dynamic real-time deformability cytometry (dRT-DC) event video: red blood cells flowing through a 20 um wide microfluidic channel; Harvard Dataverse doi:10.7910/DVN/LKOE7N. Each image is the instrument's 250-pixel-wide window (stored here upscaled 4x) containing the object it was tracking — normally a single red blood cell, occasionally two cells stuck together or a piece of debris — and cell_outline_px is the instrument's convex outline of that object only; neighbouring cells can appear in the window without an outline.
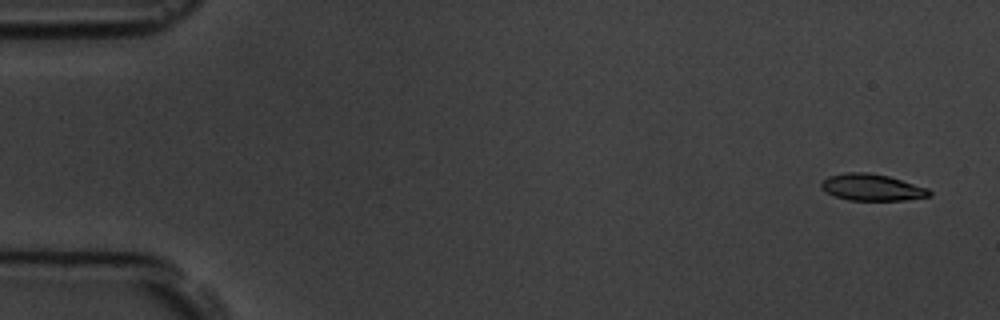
{"species": "common noctule bat (a hibernating species)", "species_latin": "Nyctalus noctula", "temperature_condition": "room temperature", "stored_images_in_passage": 6, "camera_frame_rate_fps": 3000, "um_per_image_px": 0.085, "animal": {"sex": "male", "body_mass_g": 19.5, "forearm_length_mm": 54.6}, "frame": {"image": 1, "passage_image": 1, "time_ms": 0.0, "image_size_px": [1000, 320], "cell_outline_px": [[932, 196], [904, 200], [848, 200], [836, 196], [820, 188], [820, 180], [828, 176], [848, 172], [868, 172], [888, 176], [928, 188], [932, 192]], "centroid_in_image_um": [74.1, 15.92], "position_along_channel_um": 10.9, "area_um2": 16.82}}
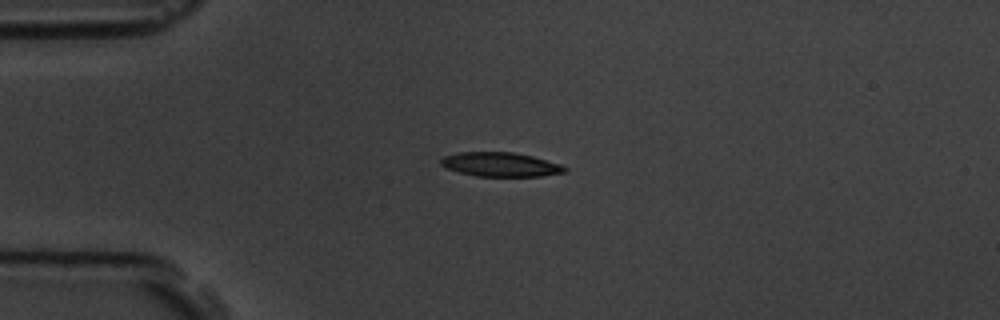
{"frame": {"image": 2, "passage_image": 4, "time_ms": 3.667, "image_size_px": [1000, 320], "cell_outline_px": [[568, 168], [564, 172], [540, 176], [476, 176], [460, 172], [448, 168], [440, 164], [440, 160], [444, 156], [460, 152], [512, 152], [532, 156], [560, 164]], "centroid_in_image_um": [42.53, 13.98], "position_along_channel_um": 42.5, "area_um2": 17.22}}
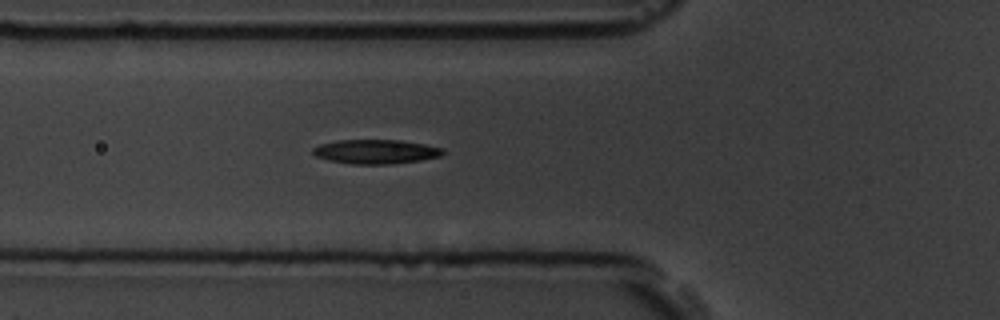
{"frame": {"image": 3, "passage_image": 6, "time_ms": 5.667, "image_size_px": [1000, 320], "cell_outline_px": [[444, 152], [440, 156], [420, 160], [392, 164], [352, 164], [328, 160], [316, 156], [312, 152], [312, 148], [320, 144], [336, 140], [400, 140], [424, 144], [444, 148]], "centroid_in_image_um": [31.93, 12.89], "position_along_channel_um": 93.9, "area_um2": 18.38}}